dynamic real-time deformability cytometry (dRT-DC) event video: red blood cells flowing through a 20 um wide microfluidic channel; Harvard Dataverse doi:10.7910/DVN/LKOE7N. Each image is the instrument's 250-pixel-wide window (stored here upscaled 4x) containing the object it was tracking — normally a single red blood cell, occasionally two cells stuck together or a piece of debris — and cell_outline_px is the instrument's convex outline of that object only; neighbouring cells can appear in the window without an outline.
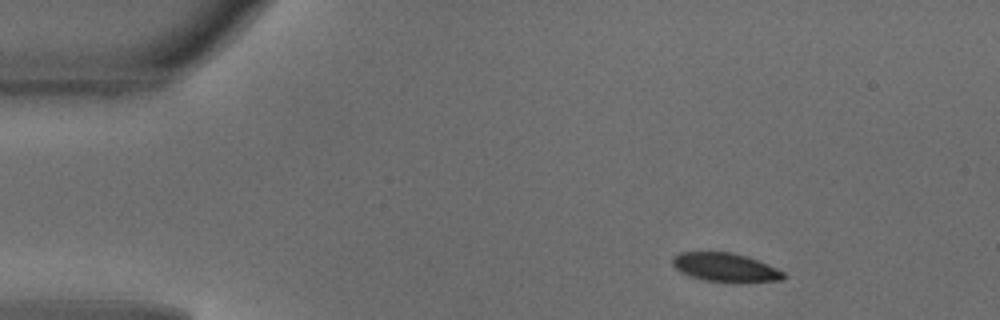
{"species": "common noctule bat (a hibernating species)", "species_latin": "Nyctalus noctula", "temperature_condition": "warm", "stored_images_in_passage": 43, "camera_frame_rate_fps": 3000, "um_per_image_px": 0.085, "animal": {"sex": "male", "body_mass_g": 18.8}, "frame": {"image": 1, "passage_image": 1, "time_ms": 0.0, "image_size_px": [1000, 320], "cell_outline_px": [[788, 276], [784, 280], [736, 284], [704, 280], [680, 272], [672, 264], [672, 256], [680, 252], [732, 252], [748, 256], [776, 268], [784, 272]], "centroid_in_image_um": [61.7, 22.75], "position_along_channel_um": 23.3, "area_um2": 19.13}}
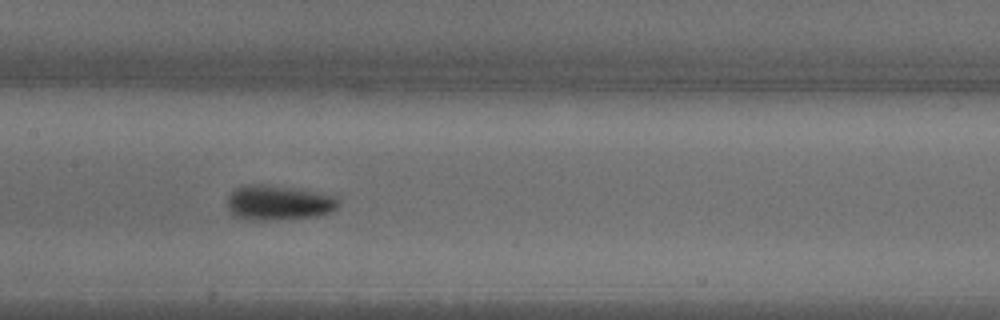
{"frame": {"image": 2, "passage_image": 18, "time_ms": 5.667, "image_size_px": [1000, 320], "cell_outline_px": [[340, 204], [332, 212], [316, 216], [276, 220], [244, 220], [232, 216], [224, 204], [228, 196], [236, 188], [244, 184], [264, 184], [300, 188], [340, 196]], "centroid_in_image_um": [23.67, 17.22], "position_along_channel_um": 183.7, "area_um2": 23.58}}
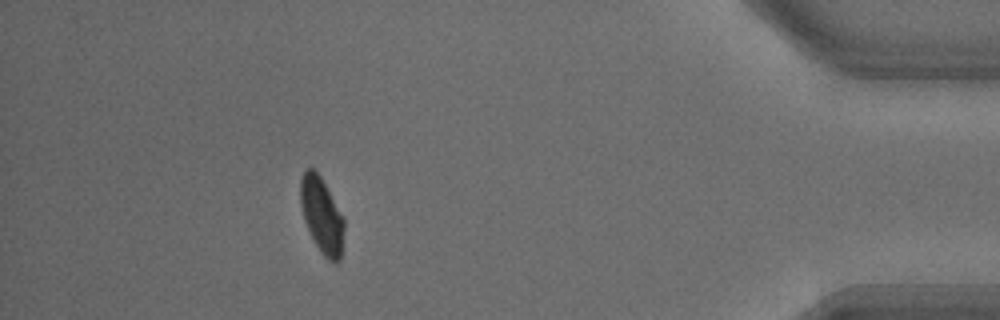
{"frame": {"image": 3, "passage_image": 38, "time_ms": 12.333, "image_size_px": [1000, 320], "cell_outline_px": [[344, 228], [340, 260], [336, 264], [328, 260], [320, 252], [304, 220], [300, 204], [300, 180], [304, 172], [308, 168], [312, 168], [320, 176], [344, 216]], "centroid_in_image_um": [27.36, 18.32], "position_along_channel_um": 407.8, "area_um2": 19.19}, "authors_computed_cell_mechanics": {"area_um2": 20.5768, "velocity_mm_per_s": 4.1315, "shape_relaxation_time_tau1_ms": 3.2239, "shape_relaxation_time_tau2_ms": null, "deformation_change_tau1": 0.1316, "deformation_change_tau2": null}}